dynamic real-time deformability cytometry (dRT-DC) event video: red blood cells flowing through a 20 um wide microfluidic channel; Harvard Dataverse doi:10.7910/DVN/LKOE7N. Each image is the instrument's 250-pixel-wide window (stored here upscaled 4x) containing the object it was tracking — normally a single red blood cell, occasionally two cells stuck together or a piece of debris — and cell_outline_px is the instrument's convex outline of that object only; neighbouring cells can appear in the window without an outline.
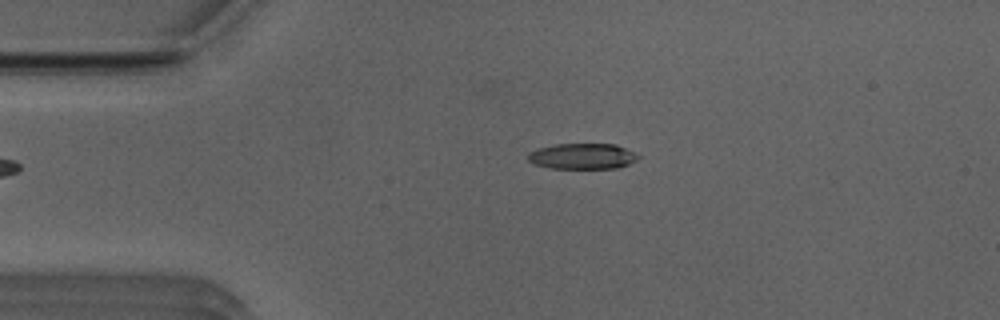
{"species": "Egyptian fruit bat (a non-hibernating species)", "species_latin": "Rousettus aegyptiacus", "temperature_condition": "room temperature", "stored_images_in_passage": 6, "camera_frame_rate_fps": 3000, "um_per_image_px": 0.085, "animal": {"sex": "male"}, "frame": {"image": 1, "passage_image": 1, "time_ms": 0.0, "image_size_px": [1000, 320], "cell_outline_px": [[640, 156], [636, 160], [628, 164], [616, 168], [548, 168], [536, 164], [528, 160], [528, 152], [536, 148], [556, 144], [616, 144], [636, 152]], "centroid_in_image_um": [49.51, 13.27], "position_along_channel_um": 35.5, "area_um2": 16.59}}